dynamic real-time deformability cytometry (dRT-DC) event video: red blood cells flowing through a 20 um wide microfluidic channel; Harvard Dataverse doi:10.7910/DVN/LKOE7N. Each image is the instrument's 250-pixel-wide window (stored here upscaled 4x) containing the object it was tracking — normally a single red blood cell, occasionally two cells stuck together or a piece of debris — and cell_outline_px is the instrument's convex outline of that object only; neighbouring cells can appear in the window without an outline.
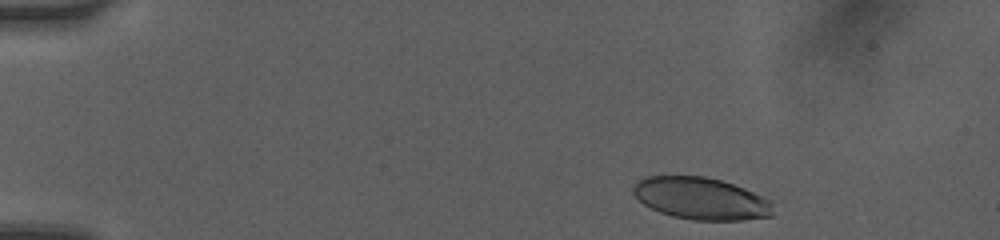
{"species": "human", "species_latin": "Homo sapiens", "temperature_condition": "room temperature", "stored_images_in_passage": 5, "camera_frame_rate_fps": 3000, "um_per_image_px": 0.085, "donor": {"sex": "female"}, "frame": {"image": 1, "passage_image": 1, "time_ms": 0.0, "image_size_px": [1000, 240], "cell_outline_px": [[772, 216], [744, 220], [692, 220], [672, 216], [660, 212], [644, 204], [632, 192], [632, 188], [644, 176], [704, 176], [720, 180], [744, 188], [772, 200]], "centroid_in_image_um": [59.6, 16.88], "position_along_channel_um": 25.4, "area_um2": 34.22}}
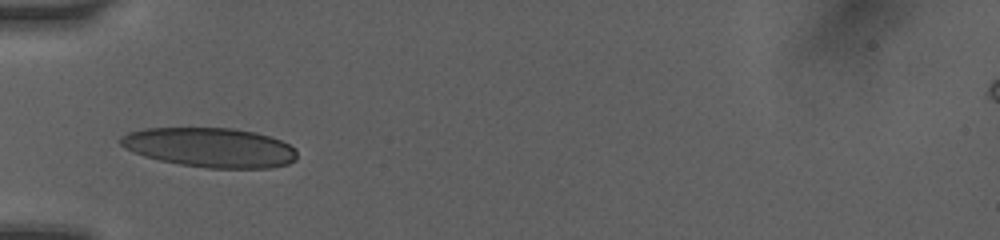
{"frame": {"image": 2, "passage_image": 4, "time_ms": 3.333, "image_size_px": [1000, 240], "cell_outline_px": [[296, 160], [288, 164], [272, 168], [208, 168], [180, 164], [160, 160], [144, 156], [132, 152], [124, 148], [120, 144], [120, 136], [128, 132], [144, 128], [232, 128], [256, 132], [280, 140], [296, 148]], "centroid_in_image_um": [17.85, 12.53], "position_along_channel_um": 67.2, "area_um2": 40.81}}